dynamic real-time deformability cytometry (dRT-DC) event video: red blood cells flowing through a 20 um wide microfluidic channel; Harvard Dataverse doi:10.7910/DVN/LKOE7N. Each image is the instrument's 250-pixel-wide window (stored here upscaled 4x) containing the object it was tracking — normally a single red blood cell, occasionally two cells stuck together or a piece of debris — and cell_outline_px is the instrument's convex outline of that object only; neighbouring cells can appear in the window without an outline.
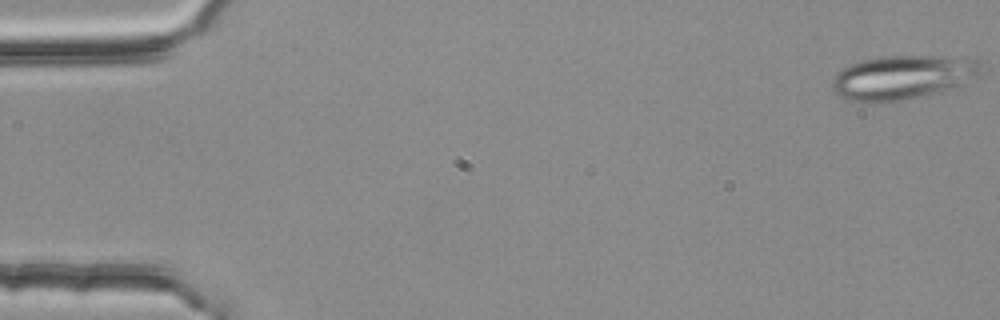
{"species": "common noctule bat (a hibernating species)", "species_latin": "Nyctalus noctula", "temperature_condition": "room temperature", "stored_images_in_passage": 4, "camera_frame_rate_fps": 3000, "um_per_image_px": 0.085, "animal": {"sex": "female", "body_mass_g": 25.1}, "frame": {"image": 1, "passage_image": 1, "time_ms": 0.0, "image_size_px": [1000, 320], "cell_outline_px": [[980, 76], [940, 92], [924, 96], [876, 104], [848, 100], [840, 96], [832, 88], [832, 80], [836, 72], [852, 64], [864, 60], [880, 56], [980, 56]], "centroid_in_image_um": [76.77, 6.56], "position_along_channel_um": 8.2, "area_um2": 38.84}}